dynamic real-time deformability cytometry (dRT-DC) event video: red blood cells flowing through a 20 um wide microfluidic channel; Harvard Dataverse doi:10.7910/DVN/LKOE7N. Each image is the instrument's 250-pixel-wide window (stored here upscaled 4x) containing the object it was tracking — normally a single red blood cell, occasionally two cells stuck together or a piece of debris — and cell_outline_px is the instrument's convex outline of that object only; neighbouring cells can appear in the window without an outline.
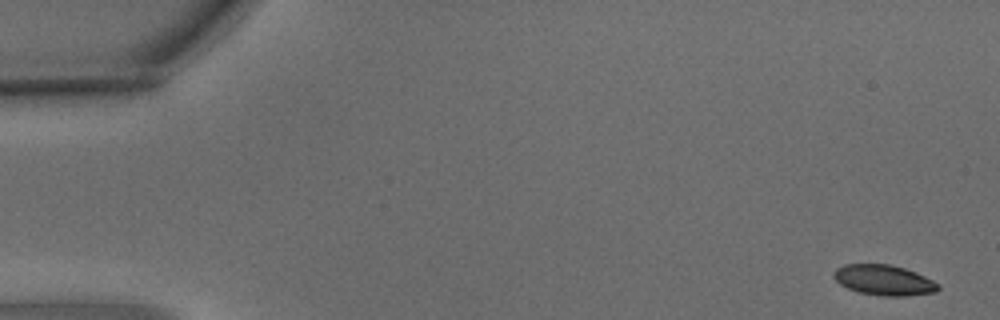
{"species": "common noctule bat (a hibernating species)", "species_latin": "Nyctalus noctula", "temperature_condition": "warm", "stored_images_in_passage": 6, "camera_frame_rate_fps": 3000, "um_per_image_px": 0.085, "animal": {"sex": "male", "body_mass_g": 15.6}, "frame": {"image": 1, "passage_image": 1, "time_ms": 0.0, "image_size_px": [1000, 320], "cell_outline_px": [[940, 288], [936, 292], [908, 296], [884, 296], [860, 292], [848, 288], [840, 284], [832, 276], [836, 268], [844, 264], [888, 264], [904, 268], [916, 272], [940, 284]], "centroid_in_image_um": [75.15, 23.81], "position_along_channel_um": 9.9, "area_um2": 18.5}}